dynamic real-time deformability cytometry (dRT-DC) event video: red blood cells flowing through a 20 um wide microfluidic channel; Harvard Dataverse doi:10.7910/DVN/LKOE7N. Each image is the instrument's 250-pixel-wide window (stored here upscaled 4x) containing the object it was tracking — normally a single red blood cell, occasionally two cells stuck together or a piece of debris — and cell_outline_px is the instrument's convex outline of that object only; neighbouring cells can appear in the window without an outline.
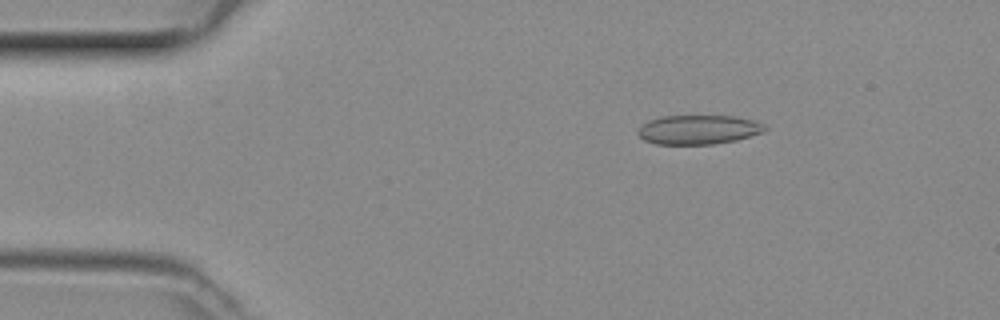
{"species": "common noctule bat (a hibernating species)", "species_latin": "Nyctalus noctula", "temperature_condition": "room temperature", "stored_images_in_passage": 48, "camera_frame_rate_fps": 3000, "um_per_image_px": 0.085, "animal": {"sex": "female", "body_mass_g": 29.2, "forearm_length_mm": 56.3}, "frame": {"image": 1, "passage_image": 8, "time_ms": 2.333, "image_size_px": [1000, 320], "cell_outline_px": [[768, 128], [764, 132], [736, 140], [712, 144], [656, 144], [644, 140], [636, 132], [648, 120], [660, 116], [736, 116], [752, 120], [764, 124]], "centroid_in_image_um": [59.38, 11.02], "position_along_channel_um": 25.6, "area_um2": 21.62}}
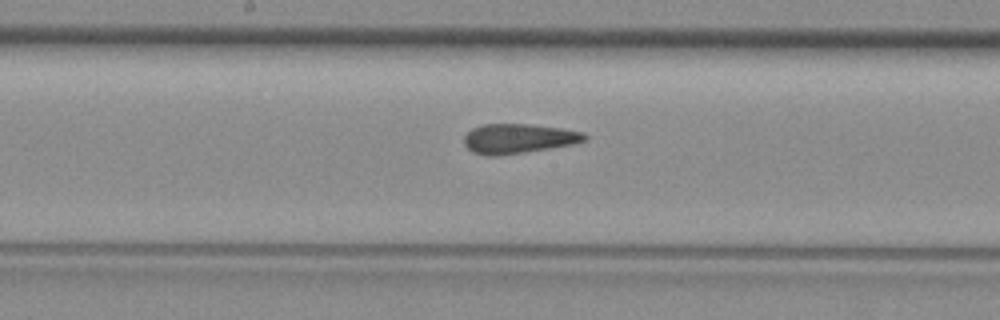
{"frame": {"image": 2, "passage_image": 25, "time_ms": 8.0, "image_size_px": [1000, 320], "cell_outline_px": [[588, 140], [572, 144], [524, 152], [496, 156], [484, 156], [472, 152], [464, 144], [464, 136], [472, 128], [484, 124], [528, 124], [560, 128], [584, 132], [588, 136]], "centroid_in_image_um": [44.05, 11.78], "position_along_channel_um": 204.1, "area_um2": 20.81}}
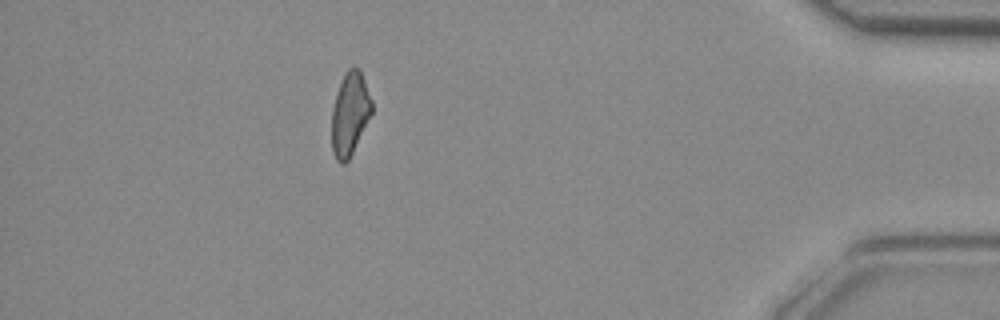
{"frame": {"image": 3, "passage_image": 43, "time_ms": 14.0, "image_size_px": [1000, 320], "cell_outline_px": [[372, 112], [348, 160], [344, 164], [340, 164], [336, 160], [332, 152], [332, 108], [336, 92], [344, 72], [348, 68], [356, 68], [360, 72], [364, 80], [372, 100]], "centroid_in_image_um": [29.71, 9.68], "position_along_channel_um": 405.5, "area_um2": 19.19}}